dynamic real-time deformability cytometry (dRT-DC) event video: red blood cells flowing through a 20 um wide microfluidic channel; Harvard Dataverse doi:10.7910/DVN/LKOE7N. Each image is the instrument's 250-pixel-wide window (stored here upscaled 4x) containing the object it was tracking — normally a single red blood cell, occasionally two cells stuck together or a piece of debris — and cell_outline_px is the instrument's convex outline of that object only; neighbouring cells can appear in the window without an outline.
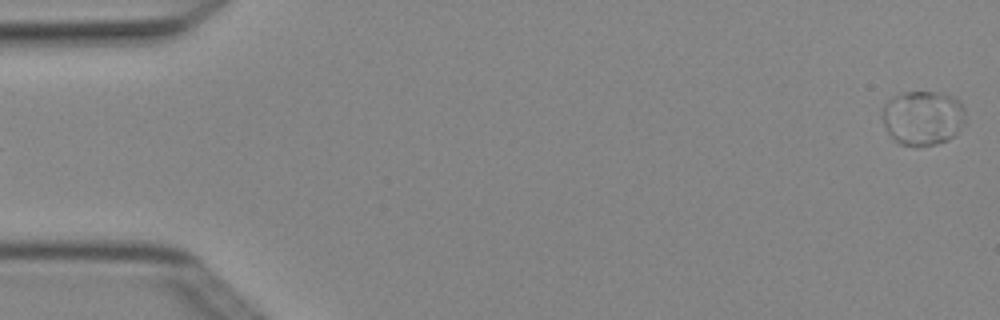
{"species": "Egyptian fruit bat (a non-hibernating species)", "species_latin": "Rousettus aegyptiacus", "temperature_condition": "cold", "stored_images_in_passage": 5, "segment_of_instrument_passage": [2, 2], "camera_frame_rate_fps": 3000, "um_per_image_px": 0.085, "animal": {"sex": "female"}, "frame": {"image": 1, "passage_image": 5, "time_ms": 1.333, "image_size_px": [1000, 320], "cell_outline_px": [[968, 124], [948, 140], [936, 144], [916, 148], [900, 144], [888, 132], [880, 116], [880, 112], [884, 104], [888, 100], [904, 92], [936, 92], [952, 96], [960, 100], [964, 108]], "centroid_in_image_um": [78.48, 10.04], "position_along_channel_um": 6.5, "area_um2": 27.17}}